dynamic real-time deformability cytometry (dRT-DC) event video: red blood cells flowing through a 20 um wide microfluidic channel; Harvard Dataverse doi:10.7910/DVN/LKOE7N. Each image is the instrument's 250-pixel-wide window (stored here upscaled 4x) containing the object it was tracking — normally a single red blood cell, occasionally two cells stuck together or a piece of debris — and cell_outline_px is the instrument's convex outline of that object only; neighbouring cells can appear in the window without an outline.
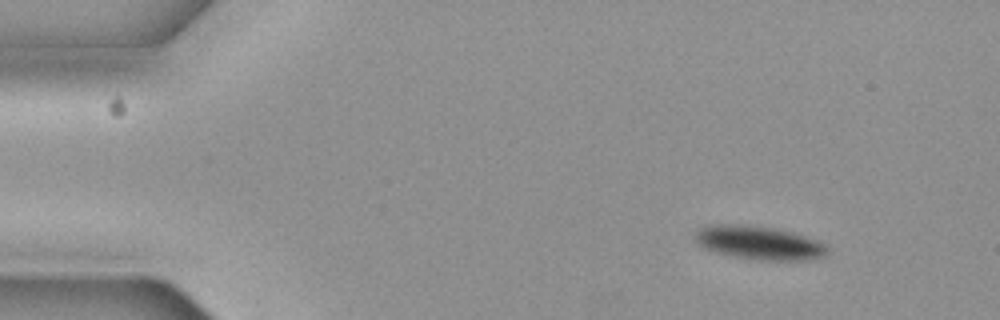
{"species": "common noctule bat (a hibernating species)", "species_latin": "Nyctalus noctula", "temperature_condition": "cold", "stored_images_in_passage": 5, "camera_frame_rate_fps": 3000, "um_per_image_px": 0.085, "animal": {"sex": "female", "body_mass_g": 19.3, "forearm_length_mm": 54.1}, "frame": {"image": 1, "passage_image": 2, "time_ms": 0.333, "image_size_px": [1000, 320], "cell_outline_px": [[828, 256], [808, 260], [756, 260], [716, 252], [704, 248], [696, 244], [696, 232], [700, 228], [712, 224], [740, 224], [772, 228], [792, 232], [816, 240], [824, 244], [828, 248]], "centroid_in_image_um": [64.53, 20.64], "position_along_channel_um": 20.5, "area_um2": 25.78}}
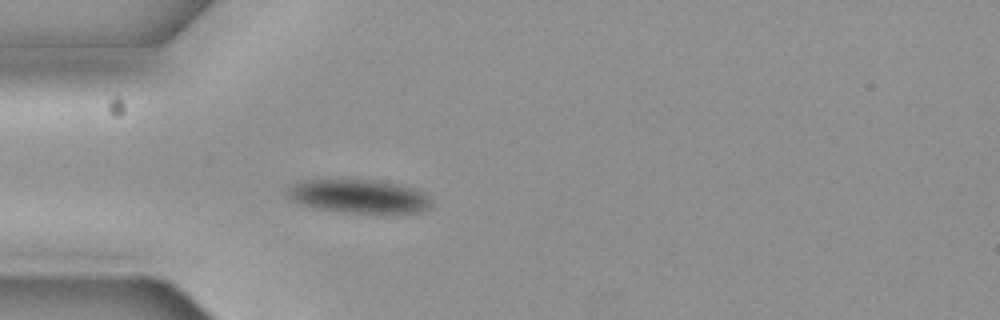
{"frame": {"image": 2, "passage_image": 5, "time_ms": 1.333, "image_size_px": [1000, 320], "cell_outline_px": [[432, 204], [424, 212], [384, 216], [340, 212], [312, 208], [300, 204], [292, 200], [284, 192], [292, 184], [300, 180], [376, 180], [400, 184], [416, 188], [424, 192], [432, 200]], "centroid_in_image_um": [30.57, 16.74], "position_along_channel_um": 54.4, "area_um2": 29.65}}